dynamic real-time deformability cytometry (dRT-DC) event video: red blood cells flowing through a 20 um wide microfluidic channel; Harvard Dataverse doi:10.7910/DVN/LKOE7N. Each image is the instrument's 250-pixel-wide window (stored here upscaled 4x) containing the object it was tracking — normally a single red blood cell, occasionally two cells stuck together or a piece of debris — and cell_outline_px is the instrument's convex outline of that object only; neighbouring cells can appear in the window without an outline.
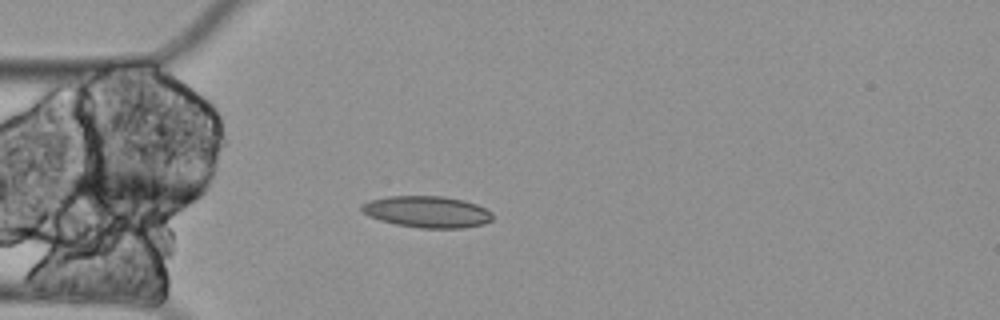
{"species": "Egyptian fruit bat (a non-hibernating species)", "species_latin": "Rousettus aegyptiacus", "temperature_condition": "cold", "stored_images_in_passage": 4, "camera_frame_rate_fps": 3000, "um_per_image_px": 0.085, "animal": {"sex": "female"}, "frame": {"image": 1, "passage_image": 4, "time_ms": 1.0, "image_size_px": [1000, 320], "cell_outline_px": [[492, 220], [484, 224], [464, 228], [420, 228], [396, 224], [380, 220], [368, 216], [360, 208], [360, 204], [368, 200], [388, 196], [444, 196], [464, 200], [476, 204], [492, 212]], "centroid_in_image_um": [36.29, 18.0], "position_along_channel_um": 48.7, "area_um2": 24.22}}